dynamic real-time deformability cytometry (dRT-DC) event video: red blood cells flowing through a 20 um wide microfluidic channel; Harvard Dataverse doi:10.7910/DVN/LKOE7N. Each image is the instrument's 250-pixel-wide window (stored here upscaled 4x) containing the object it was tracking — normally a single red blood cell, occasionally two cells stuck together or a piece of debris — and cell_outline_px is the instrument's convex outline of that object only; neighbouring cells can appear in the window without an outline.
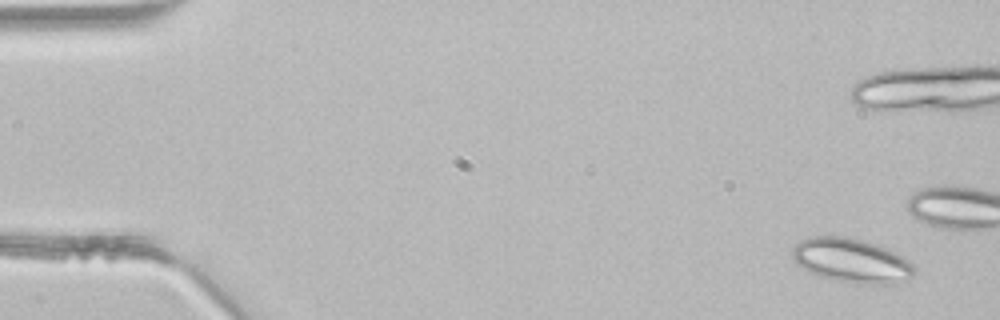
{"species": "common noctule bat (a hibernating species)", "species_latin": "Nyctalus noctula", "temperature_condition": "room temperature", "stored_images_in_passage": 4, "camera_frame_rate_fps": 3000, "um_per_image_px": 0.085, "animal": {"sex": "male", "body_mass_g": 21.5, "forearm_length_mm": 52.0}, "frame": {"image": 1, "passage_image": 1, "time_ms": 0.0, "image_size_px": [1000, 320], "cell_outline_px": [[916, 272], [908, 280], [892, 284], [856, 284], [832, 280], [808, 272], [796, 264], [792, 256], [792, 248], [800, 240], [812, 236], [840, 236], [864, 240], [876, 244], [908, 260], [916, 268]], "centroid_in_image_um": [72.36, 22.17], "position_along_channel_um": 12.6, "area_um2": 31.67}}